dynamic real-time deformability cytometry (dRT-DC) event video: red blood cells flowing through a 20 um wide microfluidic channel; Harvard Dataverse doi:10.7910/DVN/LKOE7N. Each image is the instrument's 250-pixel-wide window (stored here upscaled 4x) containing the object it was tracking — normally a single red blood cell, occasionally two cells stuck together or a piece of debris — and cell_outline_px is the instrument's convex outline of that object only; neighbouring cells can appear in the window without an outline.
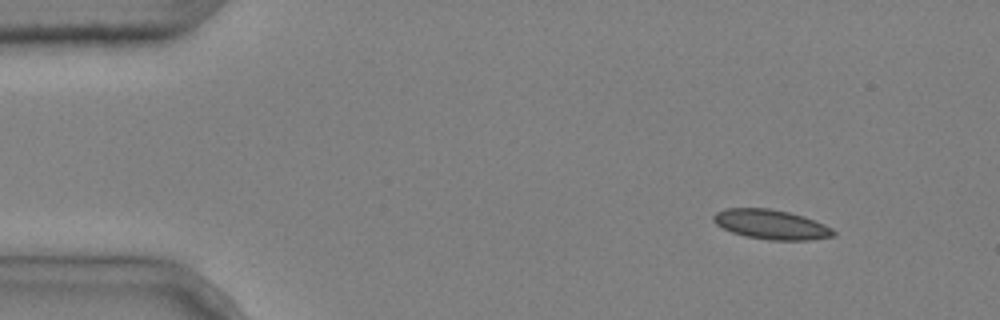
{"species": "common noctule bat (a hibernating species)", "species_latin": "Nyctalus noctula", "temperature_condition": "cold", "stored_images_in_passage": 5, "camera_frame_rate_fps": 3000, "um_per_image_px": 0.085, "animal": {"sex": "male", "body_mass_g": 20.4}, "frame": {"image": 1, "passage_image": 1, "time_ms": 0.0, "image_size_px": [1000, 320], "cell_outline_px": [[836, 236], [808, 240], [768, 240], [748, 236], [732, 232], [716, 224], [712, 220], [712, 216], [716, 212], [724, 208], [768, 208], [788, 212], [804, 216], [824, 224], [832, 228], [836, 232]], "centroid_in_image_um": [65.56, 19.07], "position_along_channel_um": 19.4, "area_um2": 20.69}}
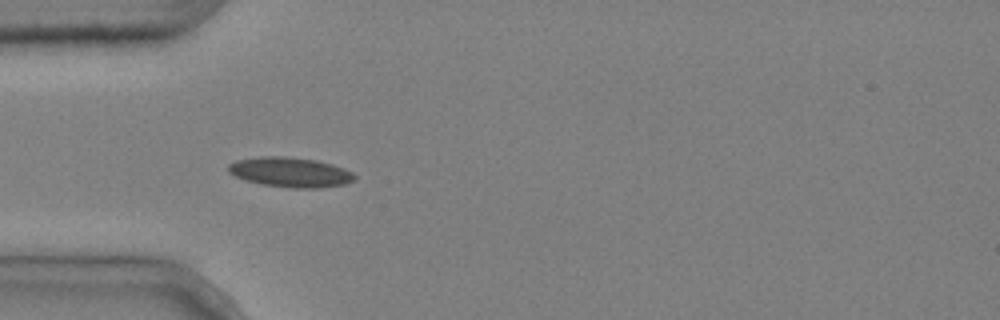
{"frame": {"image": 2, "passage_image": 4, "time_ms": 1.0, "image_size_px": [1000, 320], "cell_outline_px": [[356, 180], [344, 184], [320, 188], [292, 188], [260, 184], [244, 180], [228, 172], [228, 164], [236, 160], [260, 156], [284, 156], [316, 160], [332, 164], [344, 168], [352, 172], [356, 176]], "centroid_in_image_um": [24.67, 14.64], "position_along_channel_um": 60.3, "area_um2": 22.14}}